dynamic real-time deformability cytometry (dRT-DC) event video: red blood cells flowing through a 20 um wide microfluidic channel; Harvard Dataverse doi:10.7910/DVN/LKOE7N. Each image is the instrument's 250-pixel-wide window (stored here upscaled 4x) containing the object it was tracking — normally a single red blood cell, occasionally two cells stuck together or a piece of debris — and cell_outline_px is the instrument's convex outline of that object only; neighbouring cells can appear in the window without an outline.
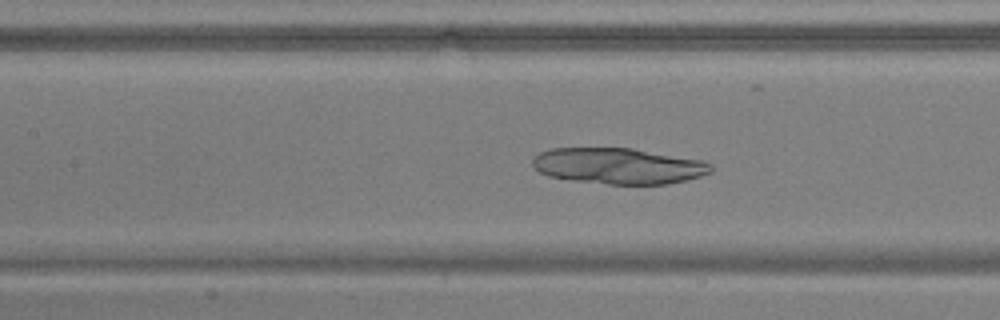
{"species": "common noctule bat (a hibernating species)", "species_latin": "Nyctalus noctula", "temperature_condition": "warm", "stored_images_in_passage": 45, "camera_frame_rate_fps": 3000, "um_per_image_px": 0.085, "animal": {"sex": "male", "body_mass_g": 17.9, "forearm_length_mm": 54.2}, "frame": {"image": 1, "passage_image": 16, "time_ms": 5.0, "image_size_px": [1000, 320], "cell_outline_px": [[712, 172], [700, 176], [668, 184], [608, 184], [576, 180], [548, 176], [540, 172], [532, 164], [532, 160], [540, 152], [552, 148], [632, 148], [700, 160], [712, 164]], "centroid_in_image_um": [52.57, 14.1], "position_along_channel_um": 154.8, "area_um2": 37.05}}